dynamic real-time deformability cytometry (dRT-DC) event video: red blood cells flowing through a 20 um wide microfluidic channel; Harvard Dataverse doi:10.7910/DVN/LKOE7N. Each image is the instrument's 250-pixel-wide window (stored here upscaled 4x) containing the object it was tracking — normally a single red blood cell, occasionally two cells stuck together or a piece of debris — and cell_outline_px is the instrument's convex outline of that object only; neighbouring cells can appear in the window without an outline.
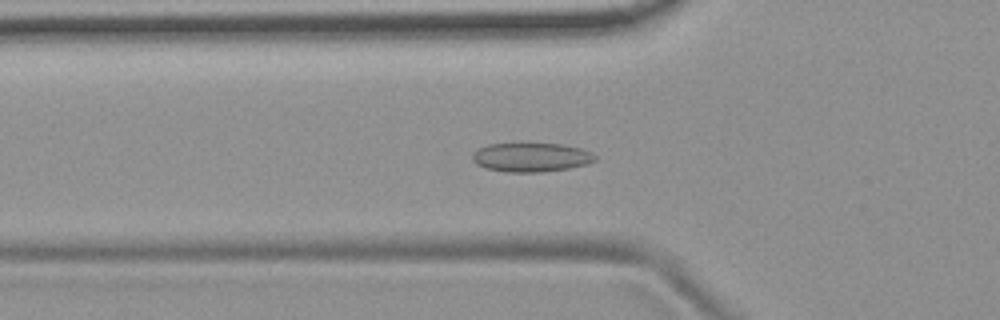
{"species": "common noctule bat (a hibernating species)", "species_latin": "Nyctalus noctula", "temperature_condition": "room temperature", "stored_images_in_passage": 51, "camera_frame_rate_fps": 3000, "um_per_image_px": 0.085, "animal": {"sex": "female", "body_mass_g": 19.9}, "frame": {"image": 1, "passage_image": 15, "time_ms": 4.667, "image_size_px": [1000, 320], "cell_outline_px": [[596, 160], [588, 164], [568, 168], [544, 172], [504, 172], [484, 168], [476, 164], [472, 160], [472, 152], [488, 144], [520, 140], [564, 144], [580, 148], [592, 152], [596, 156]], "centroid_in_image_um": [45.11, 13.32], "position_along_channel_um": 80.7, "area_um2": 21.96}}
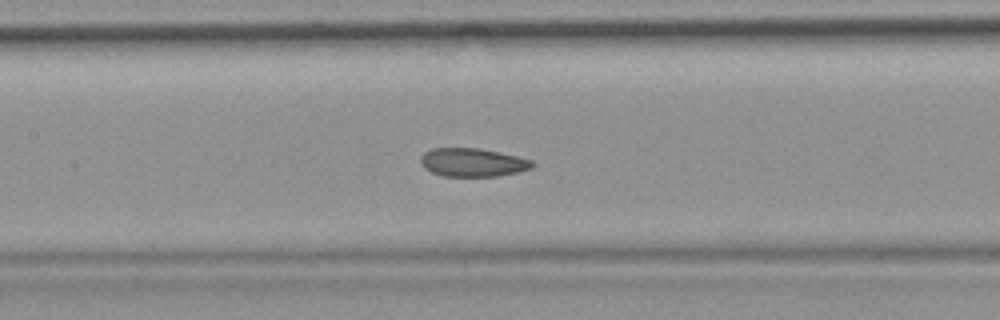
{"frame": {"image": 2, "passage_image": 22, "time_ms": 7.0, "image_size_px": [1000, 320], "cell_outline_px": [[536, 164], [532, 168], [500, 176], [444, 176], [432, 172], [424, 168], [420, 160], [420, 156], [424, 152], [432, 148], [476, 148], [500, 152], [532, 160]], "centroid_in_image_um": [40.17, 13.8], "position_along_channel_um": 167.2, "area_um2": 18.5}}
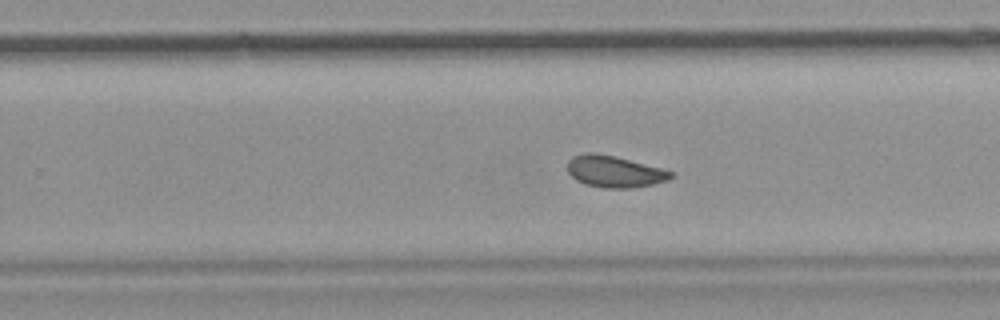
{"frame": {"image": 3, "passage_image": 31, "time_ms": 10.0, "image_size_px": [1000, 320], "cell_outline_px": [[676, 176], [668, 180], [652, 184], [632, 188], [604, 188], [584, 184], [576, 180], [568, 172], [568, 160], [572, 156], [584, 152], [596, 152], [660, 168], [672, 172]], "centroid_in_image_um": [52.19, 14.58], "position_along_channel_um": 277.6, "area_um2": 18.96}, "authors_computed_cell_mechanics": {"area_um2": 19.4786, "velocity_mm_per_s": 3.6944, "shape_relaxation_time_tau1_ms": 9.0132, "shape_relaxation_time_tau2_ms": 2.0918, "deformation_change_tau1": 0.1054, "deformation_change_tau2": 0.0652}}